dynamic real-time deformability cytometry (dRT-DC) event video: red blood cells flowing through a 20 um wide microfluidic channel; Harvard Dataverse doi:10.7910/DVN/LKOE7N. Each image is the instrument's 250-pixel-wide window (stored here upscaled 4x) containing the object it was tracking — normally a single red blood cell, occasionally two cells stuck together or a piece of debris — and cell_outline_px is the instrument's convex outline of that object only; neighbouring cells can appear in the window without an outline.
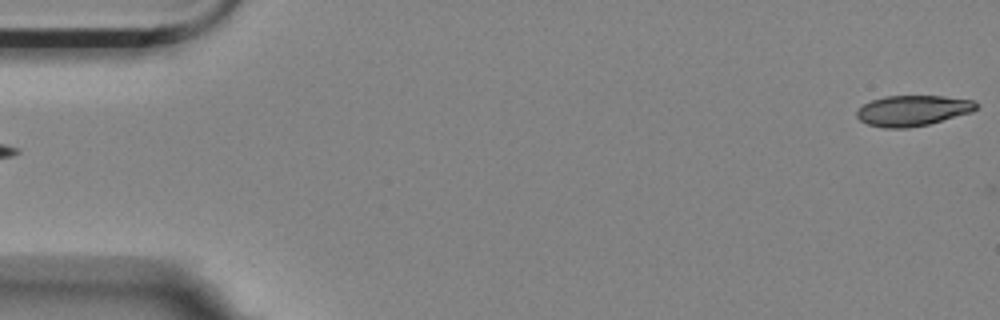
{"species": "Egyptian fruit bat (a non-hibernating species)", "species_latin": "Rousettus aegyptiacus", "temperature_condition": "room temperature", "stored_images_in_passage": 2, "segment_of_instrument_passage": [2, 2], "camera_frame_rate_fps": 3000, "um_per_image_px": 0.085, "animal": {"sex": "female"}, "frame": {"image": 1, "passage_image": 2, "time_ms": 0.333, "image_size_px": [1000, 320], "cell_outline_px": [[980, 104], [972, 112], [928, 124], [908, 128], [884, 128], [868, 124], [860, 120], [856, 116], [856, 112], [864, 104], [872, 100], [884, 96], [944, 96], [972, 100]], "centroid_in_image_um": [77.59, 9.4], "position_along_channel_um": 7.4, "area_um2": 21.21}}